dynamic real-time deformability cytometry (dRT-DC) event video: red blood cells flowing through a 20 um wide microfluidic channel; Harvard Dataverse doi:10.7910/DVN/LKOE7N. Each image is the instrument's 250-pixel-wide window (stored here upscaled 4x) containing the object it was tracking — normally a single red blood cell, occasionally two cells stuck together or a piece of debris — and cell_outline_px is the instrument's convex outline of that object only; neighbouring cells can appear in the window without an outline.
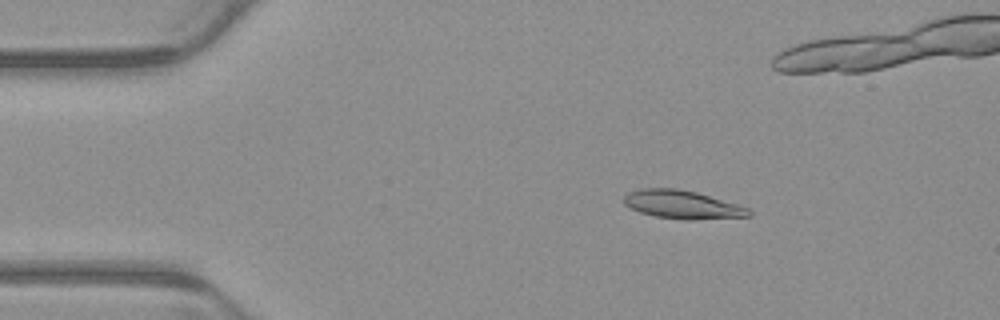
{"species": "common noctule bat (a hibernating species)", "species_latin": "Nyctalus noctula", "temperature_condition": "warm", "stored_images_in_passage": 5, "camera_frame_rate_fps": 3000, "um_per_image_px": 0.085, "animal": {"sex": "male", "body_mass_g": 23.1, "forearm_length_mm": 52.7}, "frame": {"image": 1, "passage_image": 2, "time_ms": 0.333, "image_size_px": [1000, 320], "cell_outline_px": [[752, 216], [688, 220], [684, 220], [656, 216], [640, 212], [624, 204], [624, 196], [628, 192], [640, 188], [676, 188], [696, 192], [736, 204], [748, 208], [752, 212]], "centroid_in_image_um": [57.98, 17.39], "position_along_channel_um": 27.0, "area_um2": 20.46}}